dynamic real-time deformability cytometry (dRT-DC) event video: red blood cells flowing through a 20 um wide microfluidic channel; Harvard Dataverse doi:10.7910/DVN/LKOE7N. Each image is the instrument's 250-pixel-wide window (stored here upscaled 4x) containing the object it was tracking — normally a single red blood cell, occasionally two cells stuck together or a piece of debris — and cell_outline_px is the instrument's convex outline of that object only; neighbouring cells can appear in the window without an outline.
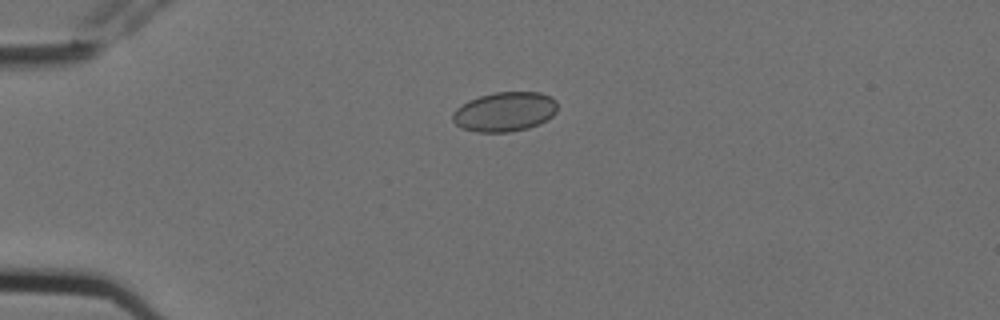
{"species": "Egyptian fruit bat (a non-hibernating species)", "species_latin": "Rousettus aegyptiacus", "temperature_condition": "cold", "stored_images_in_passage": 3, "camera_frame_rate_fps": 3000, "um_per_image_px": 0.085, "animal": {"sex": "female"}, "frame": {"image": 1, "passage_image": 2, "time_ms": 0.333, "image_size_px": [1000, 320], "cell_outline_px": [[556, 112], [552, 116], [540, 124], [528, 128], [508, 132], [476, 132], [460, 128], [452, 120], [452, 112], [456, 108], [468, 100], [480, 96], [496, 92], [540, 92], [556, 100]], "centroid_in_image_um": [42.87, 9.5], "position_along_channel_um": 42.1, "area_um2": 24.22}}